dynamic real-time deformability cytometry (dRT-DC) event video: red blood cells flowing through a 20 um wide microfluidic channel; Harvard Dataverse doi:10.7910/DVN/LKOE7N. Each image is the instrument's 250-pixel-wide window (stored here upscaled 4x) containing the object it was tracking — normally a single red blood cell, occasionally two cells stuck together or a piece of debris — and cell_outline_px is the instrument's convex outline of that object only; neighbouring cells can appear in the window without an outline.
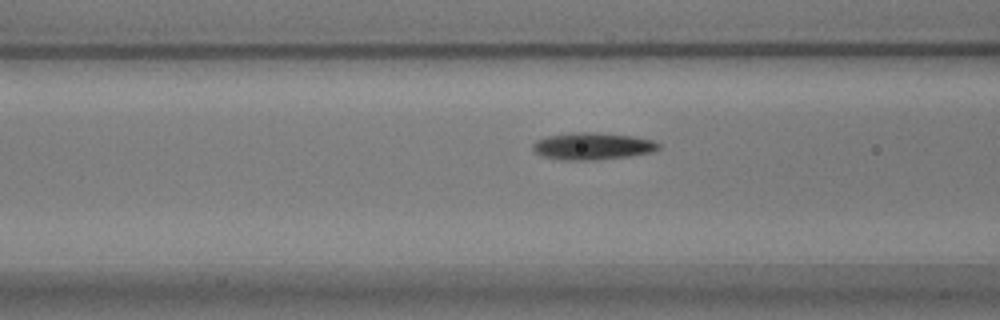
{"species": "common noctule bat (a hibernating species)", "species_latin": "Nyctalus noctula", "temperature_condition": "warm", "stored_images_in_passage": 42, "camera_frame_rate_fps": 3000, "um_per_image_px": 0.085, "animal": {"sex": "male", "body_mass_g": 17.9}, "frame": {"image": 1, "passage_image": 14, "time_ms": 4.333, "image_size_px": [1000, 320], "cell_outline_px": [[660, 148], [652, 152], [628, 156], [596, 160], [560, 160], [544, 156], [536, 152], [532, 148], [532, 144], [536, 140], [548, 136], [572, 132], [592, 132], [632, 136], [652, 140], [660, 144]], "centroid_in_image_um": [50.35, 12.42], "position_along_channel_um": 116.2, "area_um2": 19.77}}
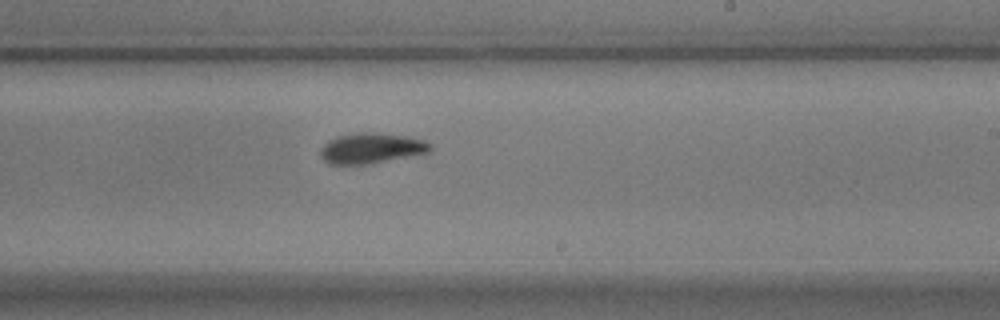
{"frame": {"image": 2, "passage_image": 26, "time_ms": 8.333, "image_size_px": [1000, 320], "cell_outline_px": [[432, 148], [428, 152], [372, 164], [328, 164], [320, 156], [320, 148], [328, 140], [336, 136], [360, 132], [376, 132], [404, 136], [424, 140], [432, 144]], "centroid_in_image_um": [31.53, 12.6], "position_along_channel_um": 257.5, "area_um2": 19.59}}
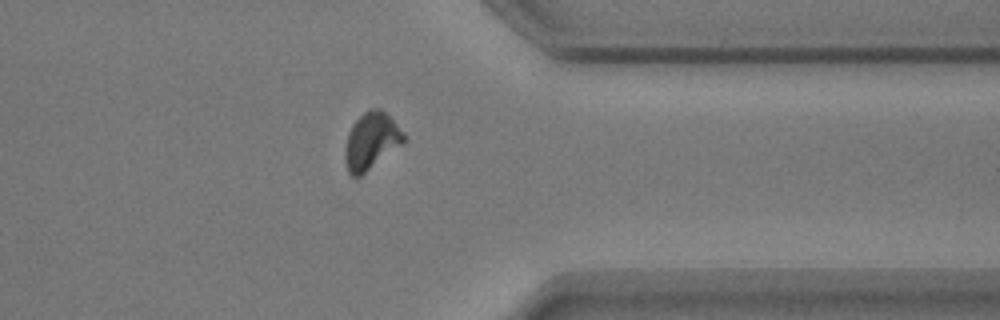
{"frame": {"image": 3, "passage_image": 37, "time_ms": 12.0, "image_size_px": [1000, 320], "cell_outline_px": [[404, 144], [356, 180], [348, 172], [344, 160], [344, 152], [348, 132], [352, 124], [364, 112], [372, 108], [380, 108], [392, 120], [404, 136]], "centroid_in_image_um": [31.51, 12.05], "position_along_channel_um": 379.9, "area_um2": 19.54}}